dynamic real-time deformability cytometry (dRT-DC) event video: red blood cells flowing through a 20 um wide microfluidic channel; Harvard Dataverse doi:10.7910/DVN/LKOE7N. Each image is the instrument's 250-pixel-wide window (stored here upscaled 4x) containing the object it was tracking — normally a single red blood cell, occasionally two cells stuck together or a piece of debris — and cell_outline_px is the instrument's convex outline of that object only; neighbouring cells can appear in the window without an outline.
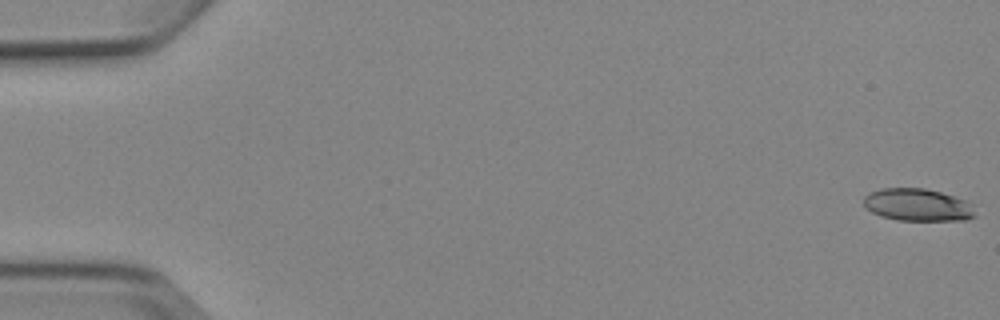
{"species": "Egyptian fruit bat (a non-hibernating species)", "species_latin": "Rousettus aegyptiacus", "temperature_condition": "cold", "stored_images_in_passage": 8, "camera_frame_rate_fps": 3000, "um_per_image_px": 0.085, "animal": {"sex": "female"}, "frame": {"image": 1, "passage_image": 1, "time_ms": 0.0, "image_size_px": [1000, 320], "cell_outline_px": [[976, 216], [968, 220], [896, 220], [880, 216], [864, 208], [864, 196], [868, 192], [880, 188], [924, 188], [956, 196], [972, 204]], "centroid_in_image_um": [77.98, 17.41], "position_along_channel_um": 7.0, "area_um2": 21.33}}
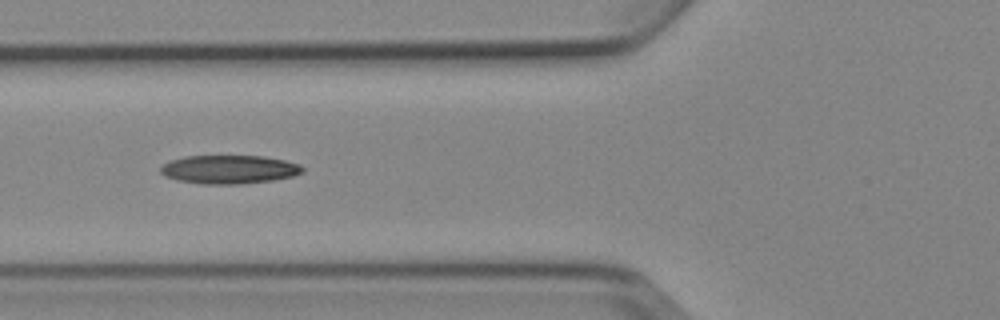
{"frame": {"image": 2, "passage_image": 6, "time_ms": 6.667, "image_size_px": [1000, 320], "cell_outline_px": [[304, 172], [292, 176], [272, 180], [240, 184], [200, 184], [176, 180], [164, 176], [160, 172], [160, 168], [164, 164], [172, 160], [184, 156], [264, 156], [284, 160], [300, 164], [304, 168]], "centroid_in_image_um": [19.47, 14.4], "position_along_channel_um": 106.3, "area_um2": 23.7}}
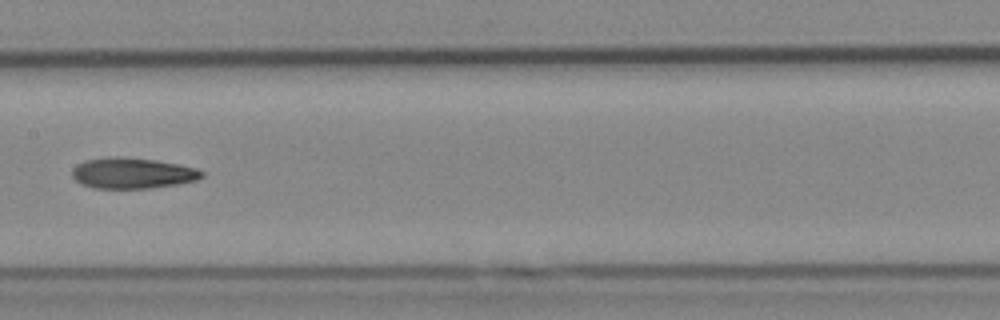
{"frame": {"image": 3, "passage_image": 8, "time_ms": 9.0, "image_size_px": [1000, 320], "cell_outline_px": [[204, 176], [196, 180], [176, 184], [148, 188], [92, 188], [80, 184], [72, 176], [72, 168], [76, 164], [84, 160], [116, 156], [120, 156], [156, 160], [180, 164], [196, 168], [204, 172]], "centroid_in_image_um": [11.23, 14.71], "position_along_channel_um": 196.2, "area_um2": 23.41}}